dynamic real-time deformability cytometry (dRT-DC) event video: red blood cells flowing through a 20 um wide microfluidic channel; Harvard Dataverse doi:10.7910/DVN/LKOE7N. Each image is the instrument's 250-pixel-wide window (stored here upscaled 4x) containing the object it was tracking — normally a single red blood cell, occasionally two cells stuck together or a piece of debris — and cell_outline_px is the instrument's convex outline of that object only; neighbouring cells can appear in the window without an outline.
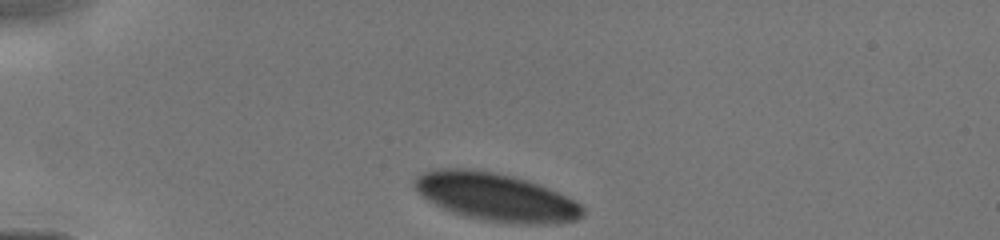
{"species": "human", "species_latin": "Homo sapiens", "temperature_condition": "cold", "stored_images_in_passage": 27, "camera_frame_rate_fps": 3000, "um_per_image_px": 0.085, "donor": {"sex": "male"}, "frame": {"image": 1, "passage_image": 1, "time_ms": 0.0, "image_size_px": [1000, 240], "cell_outline_px": [[584, 216], [576, 220], [560, 224], [516, 224], [488, 220], [468, 216], [452, 212], [428, 200], [416, 192], [412, 184], [412, 180], [416, 176], [432, 168], [468, 168], [496, 172], [512, 176], [548, 188], [568, 196], [580, 204], [584, 208]], "centroid_in_image_um": [42.14, 16.74], "position_along_channel_um": 42.9, "area_um2": 47.16}}
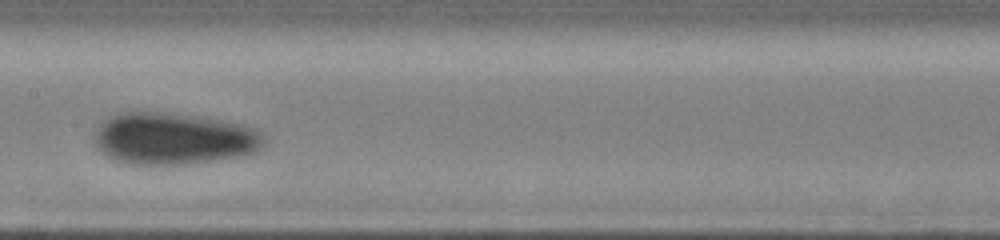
{"frame": {"image": 2, "passage_image": 16, "time_ms": 4.333, "image_size_px": [1000, 240], "cell_outline_px": [[268, 140], [256, 152], [240, 156], [216, 160], [184, 164], [128, 164], [116, 160], [108, 156], [96, 144], [92, 136], [96, 128], [104, 120], [120, 112], [164, 112], [200, 116], [244, 124], [256, 128], [264, 132]], "centroid_in_image_um": [14.82, 11.77], "position_along_channel_um": 192.6, "area_um2": 51.73}}
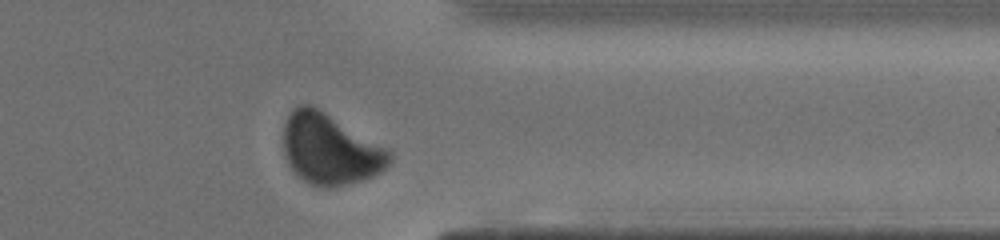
{"frame": {"image": 3, "passage_image": 26, "time_ms": 8.667, "image_size_px": [1000, 240], "cell_outline_px": [[392, 160], [380, 172], [372, 176], [360, 180], [324, 188], [312, 184], [296, 176], [288, 164], [284, 156], [284, 120], [288, 112], [292, 108], [300, 104], [312, 104], [320, 108], [388, 148], [392, 152]], "centroid_in_image_um": [28.02, 12.63], "position_along_channel_um": 383.4, "area_um2": 44.1}}